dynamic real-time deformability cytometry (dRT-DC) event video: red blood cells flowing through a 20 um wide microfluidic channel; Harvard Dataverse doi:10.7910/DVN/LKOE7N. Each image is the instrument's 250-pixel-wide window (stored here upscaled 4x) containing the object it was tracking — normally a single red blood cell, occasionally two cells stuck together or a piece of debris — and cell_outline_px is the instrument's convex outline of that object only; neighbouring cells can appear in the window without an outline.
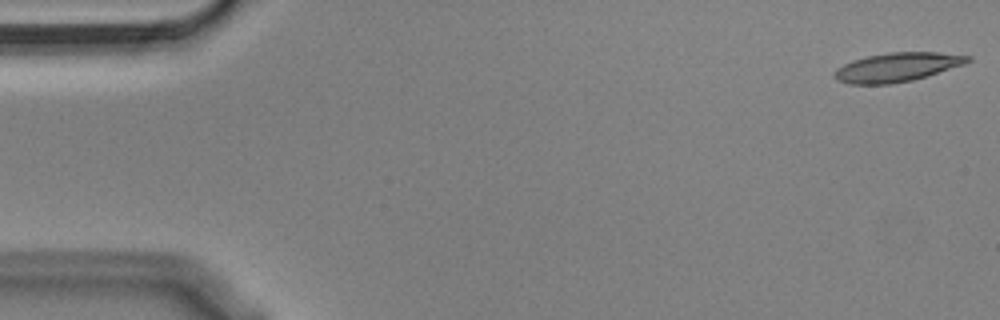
{"species": "Egyptian fruit bat (a non-hibernating species)", "species_latin": "Rousettus aegyptiacus", "temperature_condition": "cold", "stored_images_in_passage": 54, "camera_frame_rate_fps": 3000, "um_per_image_px": 0.085, "animal": {"sex": "male"}, "frame": {"image": 1, "passage_image": 1, "time_ms": 0.0, "image_size_px": [1000, 320], "cell_outline_px": [[972, 60], [964, 64], [928, 76], [912, 80], [892, 84], [848, 84], [836, 80], [832, 76], [836, 68], [852, 60], [868, 56], [888, 52], [940, 52], [972, 56]], "centroid_in_image_um": [76.24, 5.71], "position_along_channel_um": 8.8, "area_um2": 22.72}}
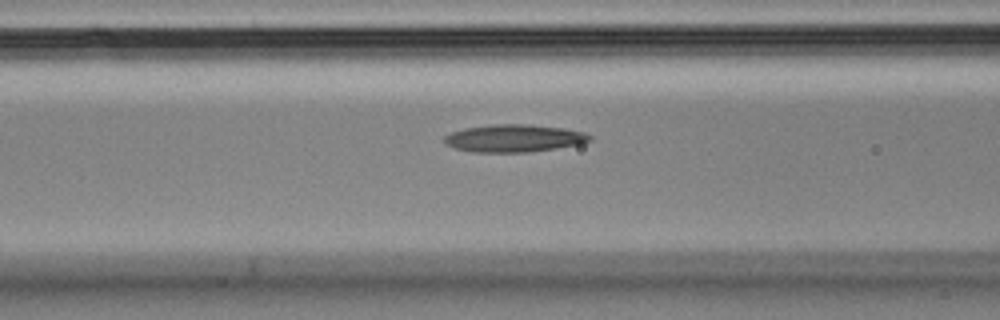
{"frame": {"image": 2, "passage_image": 21, "time_ms": 6.667, "image_size_px": [1000, 320], "cell_outline_px": [[592, 140], [580, 144], [528, 152], [472, 152], [456, 148], [448, 144], [444, 140], [444, 136], [452, 132], [464, 128], [492, 124], [528, 124], [564, 128], [584, 132], [592, 136]], "centroid_in_image_um": [43.71, 11.74], "position_along_channel_um": 122.9, "area_um2": 23.24}}
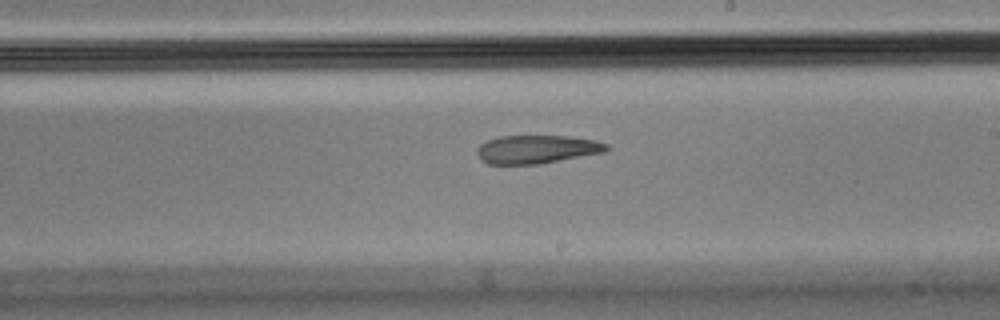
{"frame": {"image": 3, "passage_image": 31, "time_ms": 10.0, "image_size_px": [1000, 320], "cell_outline_px": [[608, 148], [604, 152], [540, 164], [488, 164], [480, 160], [476, 152], [476, 148], [480, 144], [488, 140], [500, 136], [568, 136], [596, 140], [608, 144]], "centroid_in_image_um": [45.6, 12.69], "position_along_channel_um": 243.4, "area_um2": 21.44}, "authors_computed_cell_mechanics": {"area_um2": 23.0622, "velocity_mm_per_s": 3.6127, "shape_relaxation_time_tau1_ms": null, "shape_relaxation_time_tau2_ms": 6.2307, "deformation_change_tau1": null, "deformation_change_tau2": 0.1667}}